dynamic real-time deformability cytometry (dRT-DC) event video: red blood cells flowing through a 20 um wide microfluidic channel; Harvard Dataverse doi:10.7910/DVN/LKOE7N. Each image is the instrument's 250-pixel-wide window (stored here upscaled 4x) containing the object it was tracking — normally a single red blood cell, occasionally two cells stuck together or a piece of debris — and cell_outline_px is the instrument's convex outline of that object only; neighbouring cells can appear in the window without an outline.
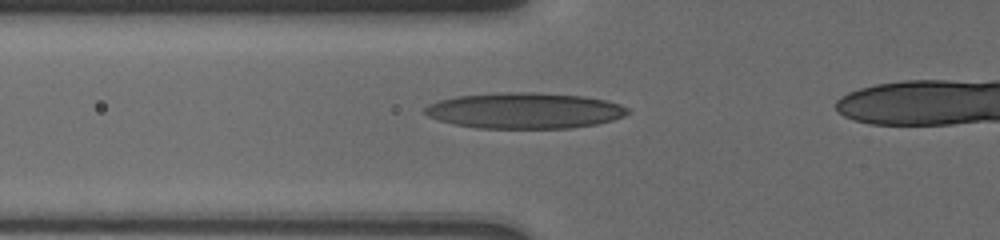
{"species": "human", "species_latin": "Homo sapiens", "temperature_condition": "cold", "stored_images_in_passage": 8, "camera_frame_rate_fps": 3000, "um_per_image_px": 0.085, "donor": {"sex": "male"}, "frame": {"image": 1, "passage_image": 8, "time_ms": 4.0, "image_size_px": [1000, 240], "cell_outline_px": [[628, 112], [624, 116], [612, 120], [596, 124], [572, 128], [476, 128], [452, 124], [428, 116], [424, 112], [424, 108], [428, 104], [440, 100], [456, 96], [496, 92], [536, 92], [584, 96], [608, 100], [620, 104], [628, 108]], "centroid_in_image_um": [44.58, 9.39], "position_along_channel_um": 81.2, "area_um2": 42.66}}